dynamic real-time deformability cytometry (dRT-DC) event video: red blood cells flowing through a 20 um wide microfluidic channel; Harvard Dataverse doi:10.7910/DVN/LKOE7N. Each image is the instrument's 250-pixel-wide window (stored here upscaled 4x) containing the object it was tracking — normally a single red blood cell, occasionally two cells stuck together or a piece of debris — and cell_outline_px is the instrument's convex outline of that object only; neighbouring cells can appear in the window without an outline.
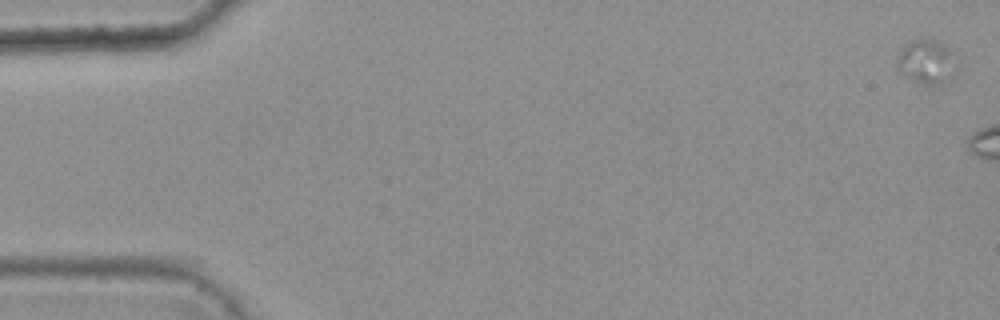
{"species": "common noctule bat (a hibernating species)", "species_latin": "Nyctalus noctula", "temperature_condition": "warm", "stored_images_in_passage": 3, "camera_frame_rate_fps": 3000, "um_per_image_px": 0.085, "animal": {"sex": "female", "body_mass_g": 25.1}, "frame": {"image": 1, "passage_image": 1, "time_ms": 0.0, "image_size_px": [1000, 320], "cell_outline_px": [[948, 52], [940, 80], [932, 84], [928, 84], [916, 80], [908, 76], [896, 64], [900, 52], [908, 40], [936, 40], [944, 44], [948, 48]], "centroid_in_image_um": [78.48, 5.11], "position_along_channel_um": 6.5, "area_um2": 12.48}}